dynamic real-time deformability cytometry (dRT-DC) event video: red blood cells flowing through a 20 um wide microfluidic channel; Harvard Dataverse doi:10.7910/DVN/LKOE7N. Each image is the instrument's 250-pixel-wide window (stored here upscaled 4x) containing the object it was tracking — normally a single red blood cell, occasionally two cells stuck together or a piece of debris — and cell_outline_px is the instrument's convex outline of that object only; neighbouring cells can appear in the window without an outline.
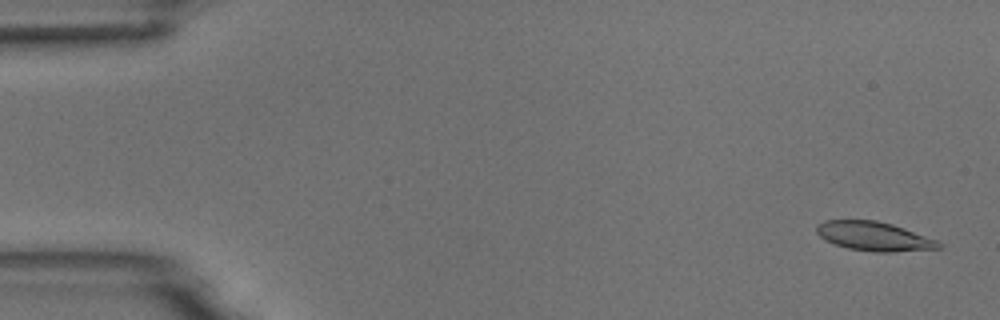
{"species": "common noctule bat (a hibernating species)", "species_latin": "Nyctalus noctula", "temperature_condition": "room temperature", "stored_images_in_passage": 5, "camera_frame_rate_fps": 3000, "um_per_image_px": 0.085, "animal": {"sex": "male", "body_mass_g": 18.8}, "frame": {"image": 1, "passage_image": 1, "time_ms": 0.0, "image_size_px": [1000, 320], "cell_outline_px": [[944, 244], [940, 248], [892, 252], [872, 252], [848, 248], [824, 240], [816, 232], [816, 224], [824, 220], [876, 220], [892, 224], [904, 228], [936, 240]], "centroid_in_image_um": [74.26, 20.08], "position_along_channel_um": 10.7, "area_um2": 20.69}}
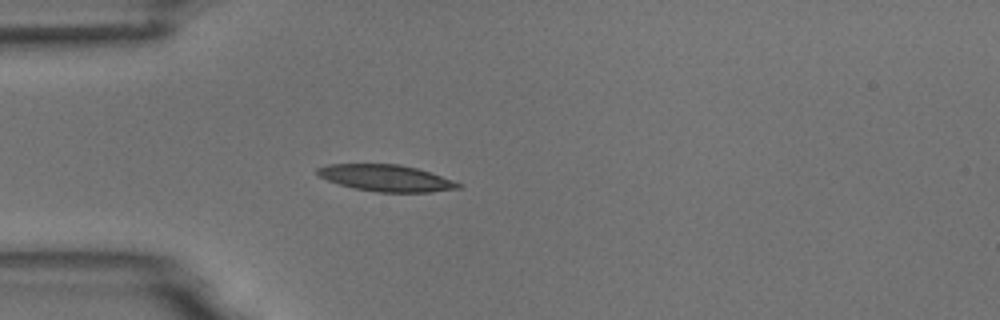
{"frame": {"image": 2, "passage_image": 5, "time_ms": 4.333, "image_size_px": [1000, 320], "cell_outline_px": [[464, 184], [460, 188], [428, 192], [376, 192], [352, 188], [328, 180], [320, 176], [316, 172], [316, 168], [328, 164], [400, 164], [416, 168]], "centroid_in_image_um": [32.8, 15.13], "position_along_channel_um": 52.2, "area_um2": 21.68}}